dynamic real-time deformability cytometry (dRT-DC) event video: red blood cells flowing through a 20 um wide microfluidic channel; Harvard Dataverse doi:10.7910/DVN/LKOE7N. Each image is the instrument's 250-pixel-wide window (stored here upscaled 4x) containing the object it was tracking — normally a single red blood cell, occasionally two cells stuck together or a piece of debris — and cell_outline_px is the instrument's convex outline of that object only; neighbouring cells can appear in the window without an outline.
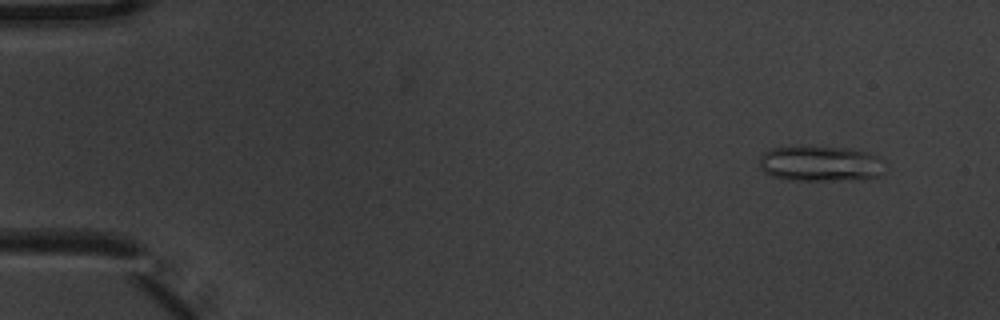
{"species": "common noctule bat (a hibernating species)", "species_latin": "Nyctalus noctula", "temperature_condition": "warm", "stored_images_in_passage": 4, "camera_frame_rate_fps": 3000, "um_per_image_px": 0.085, "animal": {"sex": "male", "body_mass_g": 20.1, "forearm_length_mm": 53.5}, "frame": {"image": 1, "passage_image": 1, "time_ms": 0.0, "image_size_px": [1000, 320], "cell_outline_px": [[884, 172], [880, 176], [860, 180], [788, 180], [772, 176], [764, 172], [760, 168], [760, 156], [764, 152], [772, 148], [848, 148], [864, 152], [876, 156]], "centroid_in_image_um": [69.7, 13.95], "position_along_channel_um": 15.3, "area_um2": 25.37}}
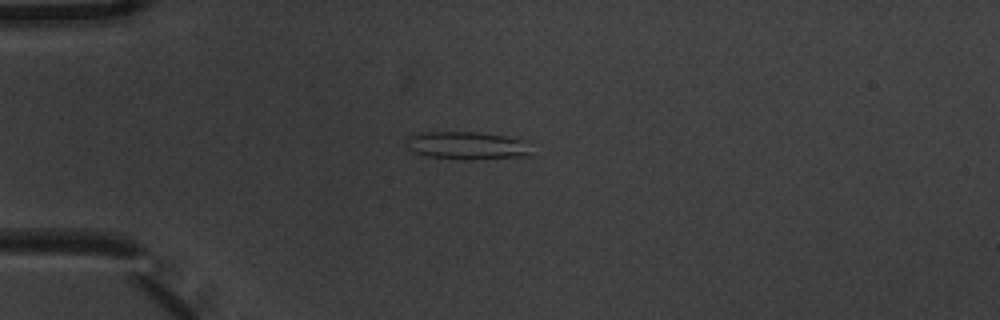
{"frame": {"image": 2, "passage_image": 4, "time_ms": 1.0, "image_size_px": [1000, 320], "cell_outline_px": [[532, 156], [428, 156], [416, 152], [408, 148], [404, 144], [404, 136], [420, 132], [476, 132], [504, 136], [524, 140]], "centroid_in_image_um": [39.56, 12.29], "position_along_channel_um": 45.4, "area_um2": 18.96}}